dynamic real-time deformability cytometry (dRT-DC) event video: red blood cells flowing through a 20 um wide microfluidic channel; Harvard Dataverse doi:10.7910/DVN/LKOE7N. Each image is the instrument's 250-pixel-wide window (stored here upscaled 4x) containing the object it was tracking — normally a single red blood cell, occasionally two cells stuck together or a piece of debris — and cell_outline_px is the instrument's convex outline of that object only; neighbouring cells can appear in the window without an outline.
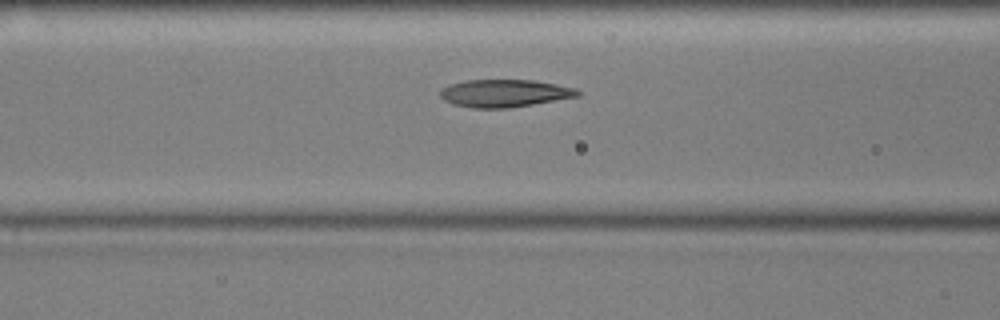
{"species": "common noctule bat (a hibernating species)", "species_latin": "Nyctalus noctula", "temperature_condition": "cold", "stored_images_in_passage": 50, "camera_frame_rate_fps": 3000, "um_per_image_px": 0.085, "animal": {"sex": "male", "body_mass_g": 17.9, "forearm_length_mm": 54.2}, "frame": {"image": 1, "passage_image": 16, "time_ms": 5.0, "image_size_px": [1000, 320], "cell_outline_px": [[584, 92], [580, 96], [508, 108], [472, 108], [452, 104], [444, 100], [440, 96], [440, 92], [444, 88], [452, 84], [464, 80], [532, 80], [556, 84], [576, 88]], "centroid_in_image_um": [42.92, 7.93], "position_along_channel_um": 123.7, "area_um2": 22.08}}
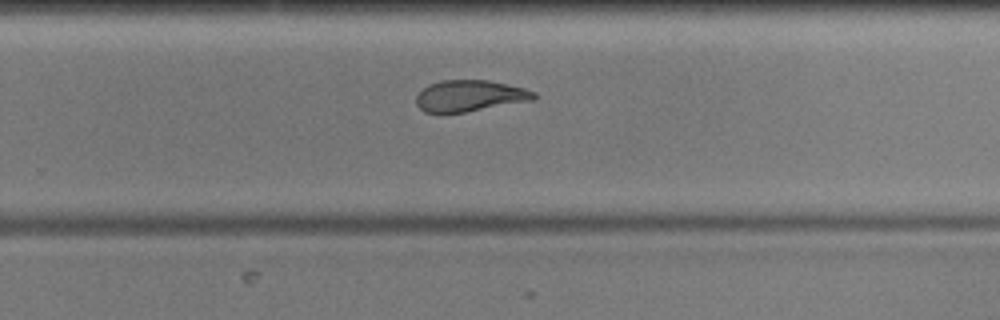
{"frame": {"image": 2, "passage_image": 30, "time_ms": 9.667, "image_size_px": [1000, 320], "cell_outline_px": [[536, 96], [532, 100], [464, 112], [424, 112], [416, 104], [416, 96], [428, 84], [440, 80], [488, 80], [524, 88], [536, 92]], "centroid_in_image_um": [39.91, 8.13], "position_along_channel_um": 289.9, "area_um2": 21.21}}
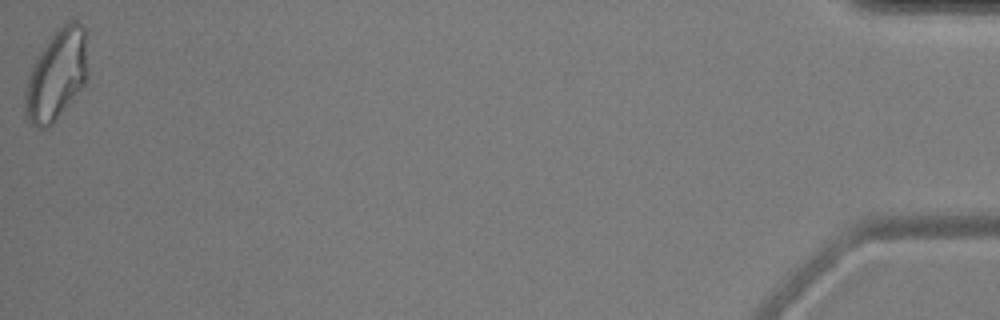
{"frame": {"image": 3, "passage_image": 50, "time_ms": 16.333, "image_size_px": [1000, 320], "cell_outline_px": [[88, 76], [84, 84], [56, 120], [48, 128], [36, 128], [28, 120], [24, 112], [24, 92], [28, 76], [32, 64], [36, 56], [52, 32], [60, 24], [72, 20], [76, 20], [84, 28], [88, 68]], "centroid_in_image_um": [4.78, 6.35], "position_along_channel_um": 430.4, "area_um2": 33.58}, "authors_computed_cell_mechanics": {"area_um2": 22.6865, "velocity_mm_per_s": 3.5657, "shape_relaxation_time_tau1_ms": 5.8589, "shape_relaxation_time_tau2_ms": 2.1379, "deformation_change_tau1": 0.1999, "deformation_change_tau2": 0.087}}